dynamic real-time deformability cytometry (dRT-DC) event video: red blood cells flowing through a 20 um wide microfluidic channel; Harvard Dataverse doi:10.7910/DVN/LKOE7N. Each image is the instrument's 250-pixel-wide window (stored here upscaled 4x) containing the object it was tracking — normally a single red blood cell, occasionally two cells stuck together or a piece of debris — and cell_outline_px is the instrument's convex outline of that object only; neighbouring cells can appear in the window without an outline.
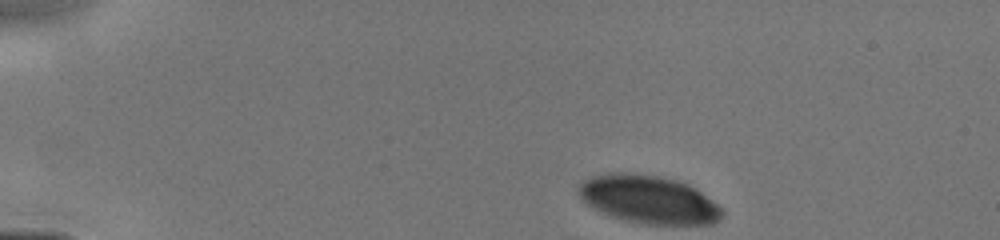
{"species": "human", "species_latin": "Homo sapiens", "temperature_condition": "cold", "stored_images_in_passage": 10, "camera_frame_rate_fps": 3000, "um_per_image_px": 0.085, "donor": {"sex": "male"}, "frame": {"image": 1, "passage_image": 1, "time_ms": 0.0, "image_size_px": [1000, 240], "cell_outline_px": [[724, 212], [720, 220], [712, 224], [644, 224], [624, 220], [600, 212], [588, 204], [580, 196], [576, 188], [584, 180], [592, 176], [612, 172], [628, 172], [656, 176], [676, 180], [688, 184], [696, 188], [712, 200]], "centroid_in_image_um": [55.13, 16.95], "position_along_channel_um": 29.9, "area_um2": 40.11}}